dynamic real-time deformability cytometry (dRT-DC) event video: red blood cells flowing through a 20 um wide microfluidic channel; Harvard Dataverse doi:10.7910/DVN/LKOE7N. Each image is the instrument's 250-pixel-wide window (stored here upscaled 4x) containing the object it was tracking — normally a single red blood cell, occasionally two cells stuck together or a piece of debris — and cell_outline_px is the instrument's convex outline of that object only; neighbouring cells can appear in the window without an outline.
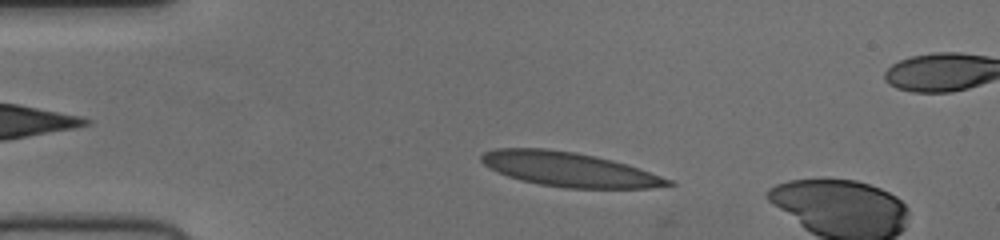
{"species": "human", "species_latin": "Homo sapiens", "temperature_condition": "cold", "stored_images_in_passage": 4, "camera_frame_rate_fps": 3000, "um_per_image_px": 0.085, "donor": {"sex": "female"}, "frame": {"image": 1, "passage_image": 4, "time_ms": 1.0, "image_size_px": [1000, 240], "cell_outline_px": [[676, 184], [652, 188], [564, 188], [540, 184], [520, 180], [508, 176], [488, 168], [480, 160], [480, 156], [484, 152], [496, 148], [544, 148], [576, 152], [596, 156], [628, 164], [672, 180]], "centroid_in_image_um": [48.37, 14.39], "position_along_channel_um": 36.6, "area_um2": 37.45}}